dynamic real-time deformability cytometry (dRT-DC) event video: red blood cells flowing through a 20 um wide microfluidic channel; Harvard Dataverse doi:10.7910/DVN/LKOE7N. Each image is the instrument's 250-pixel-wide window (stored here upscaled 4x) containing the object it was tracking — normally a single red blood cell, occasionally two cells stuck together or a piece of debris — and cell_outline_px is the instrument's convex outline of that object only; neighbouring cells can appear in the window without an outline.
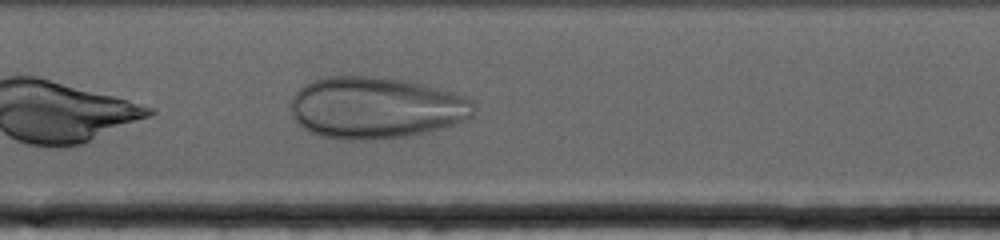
{"species": "human", "species_latin": "Homo sapiens", "temperature_condition": "cold", "stored_images_in_passage": 18, "camera_frame_rate_fps": 3000, "um_per_image_px": 0.085, "donor": {"sex": "female"}, "frame": {"image": 1, "passage_image": 13, "time_ms": 4.0, "image_size_px": [1000, 240], "cell_outline_px": [[476, 112], [468, 120], [460, 124], [448, 128], [408, 136], [372, 140], [344, 140], [320, 136], [308, 132], [296, 124], [292, 116], [292, 96], [304, 84], [320, 76], [384, 76], [408, 80], [456, 92], [468, 96], [472, 100], [476, 108]], "centroid_in_image_um": [32.0, 9.16], "position_along_channel_um": 175.4, "area_um2": 67.63}}